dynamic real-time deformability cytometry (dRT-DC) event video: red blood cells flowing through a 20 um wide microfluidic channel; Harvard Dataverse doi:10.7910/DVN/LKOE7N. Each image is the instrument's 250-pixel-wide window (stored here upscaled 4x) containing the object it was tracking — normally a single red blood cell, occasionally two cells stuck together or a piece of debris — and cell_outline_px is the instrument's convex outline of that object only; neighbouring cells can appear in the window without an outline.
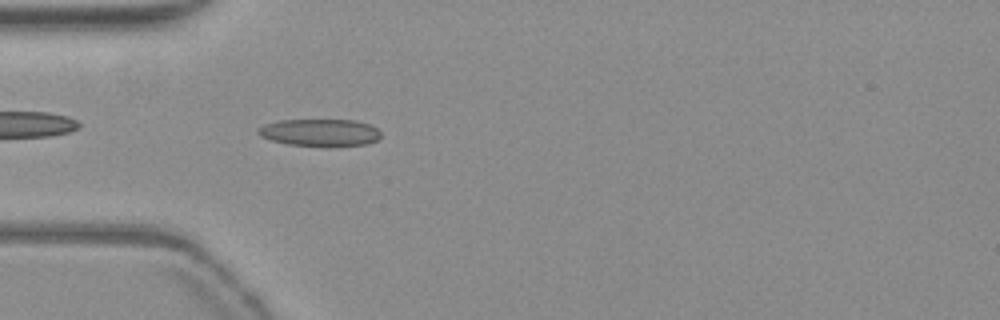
{"species": "common noctule bat (a hibernating species)", "species_latin": "Nyctalus noctula", "temperature_condition": "warm", "stored_images_in_passage": 39, "camera_frame_rate_fps": 3000, "um_per_image_px": 0.085, "animal": {"sex": "female", "body_mass_g": 19.3, "forearm_length_mm": 54.1}, "frame": {"image": 1, "passage_image": 1, "time_ms": 0.0, "image_size_px": [1000, 320], "cell_outline_px": [[380, 136], [376, 140], [364, 144], [332, 148], [324, 148], [288, 144], [272, 140], [260, 136], [256, 132], [256, 128], [264, 124], [280, 120], [352, 120], [368, 124], [376, 128], [380, 132]], "centroid_in_image_um": [27.16, 11.29], "position_along_channel_um": 57.8, "area_um2": 19.88}}
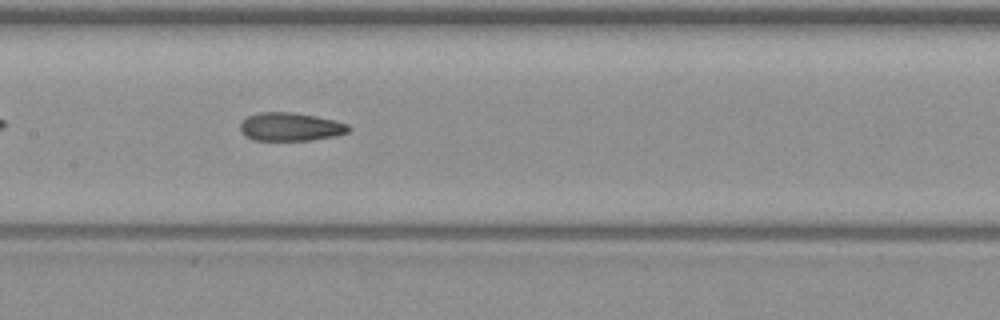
{"frame": {"image": 2, "passage_image": 11, "time_ms": 3.333, "image_size_px": [1000, 320], "cell_outline_px": [[352, 128], [348, 132], [336, 136], [312, 140], [252, 140], [244, 136], [240, 128], [240, 124], [248, 116], [260, 112], [292, 112], [332, 120], [348, 124]], "centroid_in_image_um": [24.68, 10.79], "position_along_channel_um": 182.7, "area_um2": 17.8}}
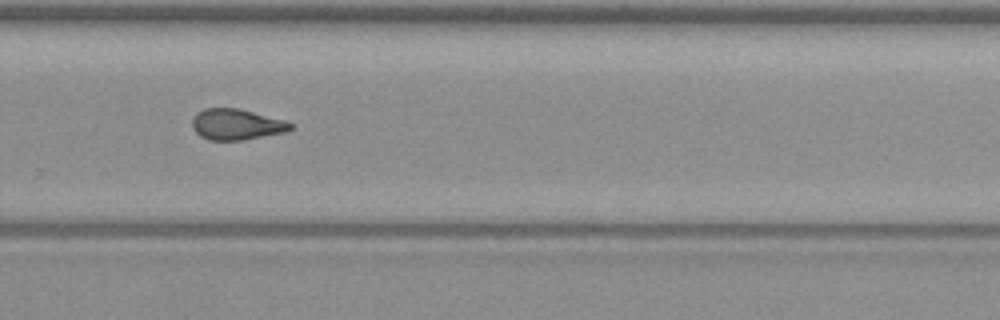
{"frame": {"image": 3, "passage_image": 21, "time_ms": 6.667, "image_size_px": [1000, 320], "cell_outline_px": [[292, 128], [288, 132], [240, 140], [208, 140], [200, 136], [192, 128], [192, 120], [196, 112], [204, 108], [236, 108], [284, 120], [292, 124]], "centroid_in_image_um": [20.07, 10.58], "position_along_channel_um": 309.7, "area_um2": 17.63}, "authors_computed_cell_mechanics": {"area_um2": 17.8602, "velocity_mm_per_s": 3.8184, "shape_relaxation_time_tau1_ms": null, "shape_relaxation_time_tau2_ms": 1.91, "deformation_change_tau1": null, "deformation_change_tau2": 0.1018}}